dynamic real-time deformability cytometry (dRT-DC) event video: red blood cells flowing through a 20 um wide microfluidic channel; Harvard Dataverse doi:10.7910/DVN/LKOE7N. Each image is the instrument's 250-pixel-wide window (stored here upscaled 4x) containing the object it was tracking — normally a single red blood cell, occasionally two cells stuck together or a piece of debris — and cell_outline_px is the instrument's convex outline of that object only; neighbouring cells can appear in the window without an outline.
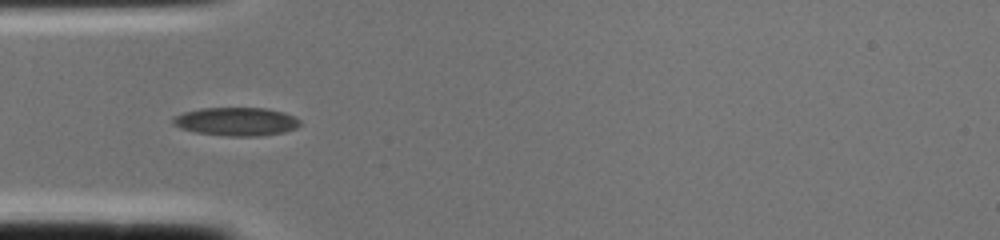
{"species": "common noctule bat (a hibernating species)", "species_latin": "Nyctalus noctula", "temperature_condition": "cold", "stored_images_in_passage": 2, "camera_frame_rate_fps": 3000, "um_per_image_px": 0.085, "animal": {"sex": "female", "body_mass_g": 22.0, "forearm_length_mm": 56.7}, "frame": {"image": 1, "passage_image": 2, "time_ms": 0.333, "image_size_px": [1000, 240], "cell_outline_px": [[300, 124], [296, 128], [284, 132], [256, 136], [228, 136], [196, 132], [180, 128], [172, 124], [172, 116], [184, 112], [200, 108], [264, 108], [284, 112], [300, 120]], "centroid_in_image_um": [20.05, 10.33], "position_along_channel_um": 65.0, "area_um2": 20.98}}